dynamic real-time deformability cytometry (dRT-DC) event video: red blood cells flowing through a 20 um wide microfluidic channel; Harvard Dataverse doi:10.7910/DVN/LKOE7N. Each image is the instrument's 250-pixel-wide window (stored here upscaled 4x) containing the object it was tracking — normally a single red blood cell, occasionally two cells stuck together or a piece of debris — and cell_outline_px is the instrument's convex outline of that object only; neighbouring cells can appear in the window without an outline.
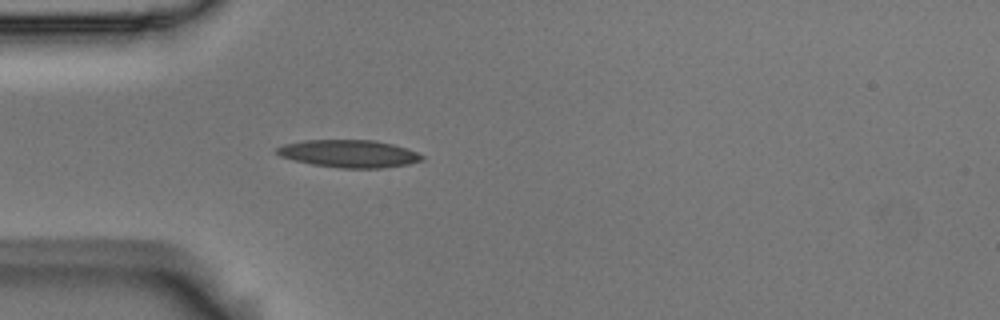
{"species": "Egyptian fruit bat (a non-hibernating species)", "species_latin": "Rousettus aegyptiacus", "temperature_condition": "room temperature", "stored_images_in_passage": 1, "camera_frame_rate_fps": 3000, "um_per_image_px": 0.085, "animal": {"sex": "male"}, "frame": {"image": 1, "passage_image": 1, "time_ms": 0.0, "image_size_px": [1000, 320], "cell_outline_px": [[424, 160], [408, 164], [384, 168], [340, 168], [312, 164], [280, 156], [276, 152], [276, 148], [284, 144], [304, 140], [376, 140], [408, 148], [424, 156]], "centroid_in_image_um": [29.7, 13.06], "position_along_channel_um": 55.3, "area_um2": 23.29}}